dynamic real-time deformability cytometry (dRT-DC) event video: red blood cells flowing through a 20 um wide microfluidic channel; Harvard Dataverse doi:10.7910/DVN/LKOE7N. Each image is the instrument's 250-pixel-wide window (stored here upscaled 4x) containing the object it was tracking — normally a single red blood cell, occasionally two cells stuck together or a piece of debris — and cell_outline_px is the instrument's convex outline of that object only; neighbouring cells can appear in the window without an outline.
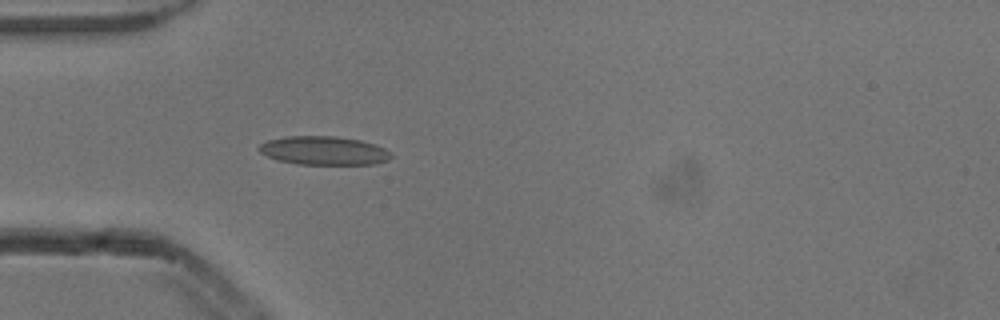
{"species": "common noctule bat (a hibernating species)", "species_latin": "Nyctalus noctula", "temperature_condition": "cold", "stored_images_in_passage": 3, "camera_frame_rate_fps": 3000, "um_per_image_px": 0.085, "animal": {"sex": "male", "body_mass_g": 13.3}, "frame": {"image": 1, "passage_image": 3, "time_ms": 0.667, "image_size_px": [1000, 320], "cell_outline_px": [[392, 156], [388, 160], [376, 164], [296, 164], [276, 160], [260, 152], [256, 148], [260, 144], [268, 140], [288, 136], [336, 136], [360, 140], [376, 144], [384, 148]], "centroid_in_image_um": [27.51, 12.8], "position_along_channel_um": 57.5, "area_um2": 22.08}}